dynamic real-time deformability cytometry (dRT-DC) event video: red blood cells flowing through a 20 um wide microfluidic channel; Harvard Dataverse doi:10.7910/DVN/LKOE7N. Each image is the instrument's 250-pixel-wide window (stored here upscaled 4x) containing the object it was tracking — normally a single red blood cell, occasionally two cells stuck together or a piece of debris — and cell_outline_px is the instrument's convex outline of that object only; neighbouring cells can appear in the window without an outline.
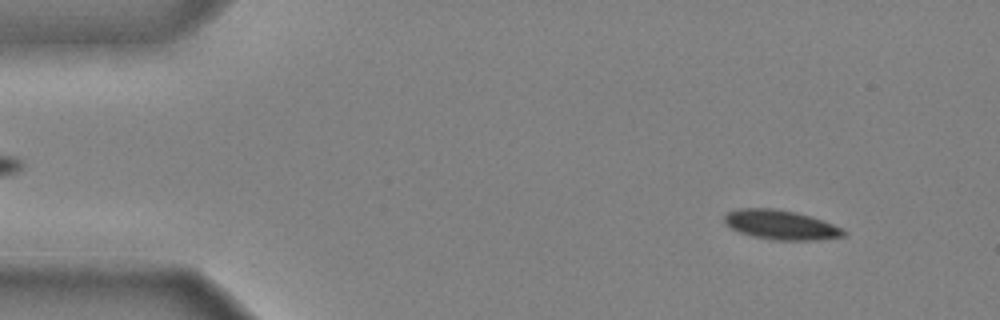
{"species": "common noctule bat (a hibernating species)", "species_latin": "Nyctalus noctula", "temperature_condition": "cold", "stored_images_in_passage": 48, "camera_frame_rate_fps": 3000, "um_per_image_px": 0.085, "animal": {"sex": "male", "body_mass_g": 20.4}, "frame": {"image": 1, "passage_image": 5, "time_ms": 1.333, "image_size_px": [1000, 320], "cell_outline_px": [[848, 232], [844, 236], [816, 240], [772, 240], [752, 236], [740, 232], [732, 228], [724, 220], [724, 216], [728, 212], [740, 208], [772, 208], [792, 212], [824, 220]], "centroid_in_image_um": [66.37, 19.12], "position_along_channel_um": 18.6, "area_um2": 20.17}}
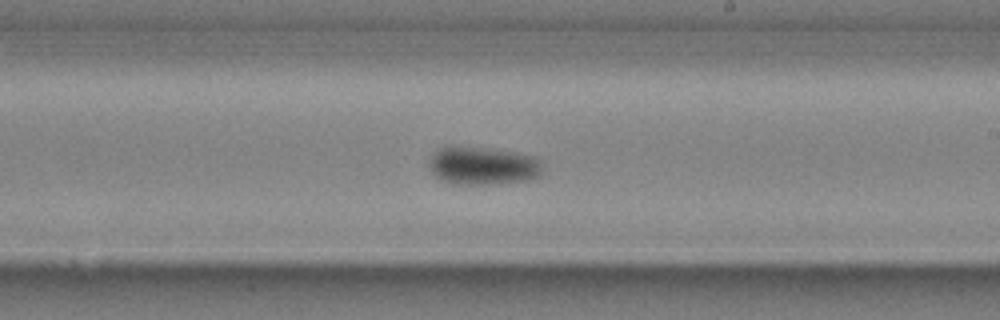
{"frame": {"image": 2, "passage_image": 29, "time_ms": 9.333, "image_size_px": [1000, 320], "cell_outline_px": [[544, 172], [540, 176], [528, 180], [492, 184], [452, 184], [436, 176], [432, 172], [428, 164], [432, 156], [440, 148], [448, 144], [452, 144], [492, 148], [516, 152], [536, 156], [540, 160]], "centroid_in_image_um": [41.07, 14.06], "position_along_channel_um": 247.9, "area_um2": 25.84}}
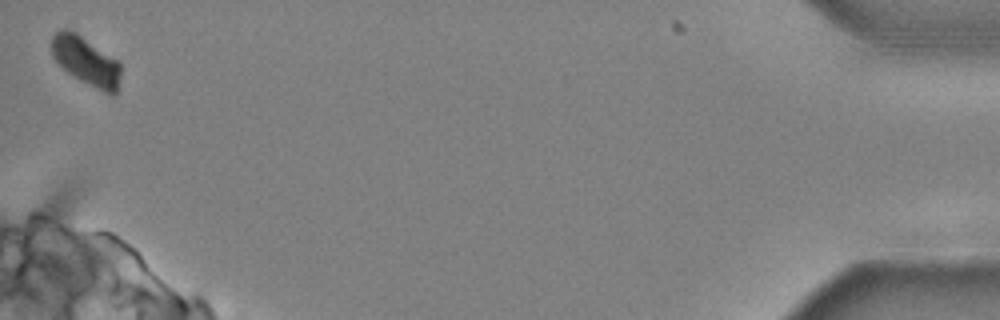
{"frame": {"image": 3, "passage_image": 48, "time_ms": 15.667, "image_size_px": [1000, 320], "cell_outline_px": [[120, 76], [116, 96], [112, 96], [80, 80], [68, 72], [52, 56], [52, 36], [60, 28], [68, 28], [76, 32], [116, 60], [120, 64]], "centroid_in_image_um": [7.31, 5.18], "position_along_channel_um": 427.9, "area_um2": 19.31}, "authors_computed_cell_mechanics": {"area_um2": 22.0507, "velocity_mm_per_s": 3.9378, "shape_relaxation_time_tau1_ms": 3.0773, "shape_relaxation_time_tau2_ms": null, "deformation_change_tau1": 0.1204, "deformation_change_tau2": null}}